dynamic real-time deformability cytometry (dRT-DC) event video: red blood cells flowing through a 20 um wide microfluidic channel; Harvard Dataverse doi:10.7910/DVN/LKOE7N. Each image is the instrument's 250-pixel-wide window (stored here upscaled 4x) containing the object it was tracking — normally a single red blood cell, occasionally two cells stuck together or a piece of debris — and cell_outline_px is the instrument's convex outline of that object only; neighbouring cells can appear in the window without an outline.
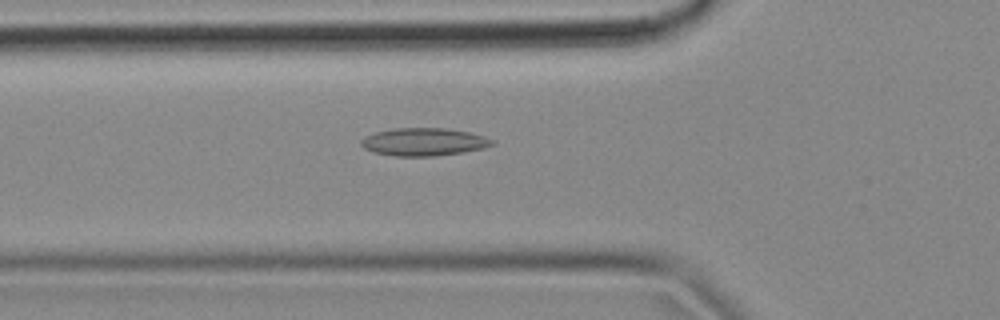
{"species": "common noctule bat (a hibernating species)", "species_latin": "Nyctalus noctula", "temperature_condition": "cold", "stored_images_in_passage": 49, "camera_frame_rate_fps": 3000, "um_per_image_px": 0.085, "animal": {"sex": "female", "body_mass_g": 18.4}, "frame": {"image": 1, "passage_image": 14, "time_ms": 4.333, "image_size_px": [1000, 320], "cell_outline_px": [[496, 144], [484, 148], [436, 156], [396, 156], [376, 152], [364, 148], [360, 144], [360, 140], [364, 136], [376, 132], [396, 128], [448, 128], [468, 132], [484, 136], [496, 140]], "centroid_in_image_um": [36.05, 12.05], "position_along_channel_um": 89.7, "area_um2": 21.21}}
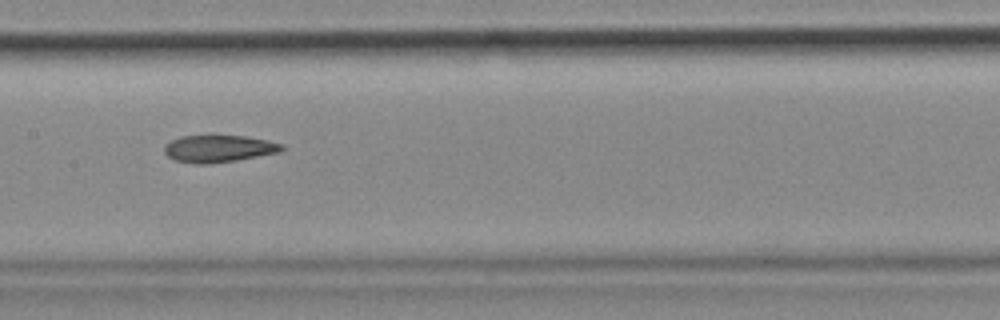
{"frame": {"image": 2, "passage_image": 22, "time_ms": 7.0, "image_size_px": [1000, 320], "cell_outline_px": [[284, 148], [280, 152], [236, 160], [208, 164], [196, 164], [176, 160], [168, 156], [164, 152], [164, 144], [180, 136], [212, 132], [244, 136], [268, 140], [284, 144]], "centroid_in_image_um": [18.57, 12.58], "position_along_channel_um": 188.8, "area_um2": 19.42}}
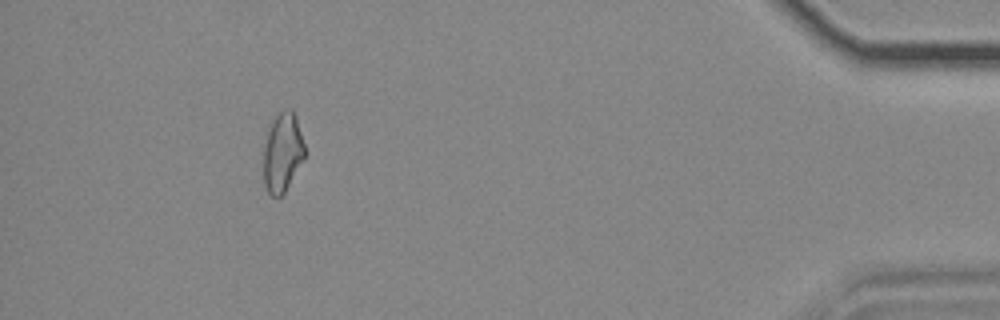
{"frame": {"image": 3, "passage_image": 45, "time_ms": 14.667, "image_size_px": [1000, 320], "cell_outline_px": [[304, 160], [284, 192], [280, 196], [272, 196], [268, 192], [264, 184], [264, 144], [272, 120], [284, 108], [292, 108], [296, 116], [304, 144]], "centroid_in_image_um": [24.02, 12.93], "position_along_channel_um": 411.2, "area_um2": 18.9}, "authors_computed_cell_mechanics": {"area_um2": 19.3052, "velocity_mm_per_s": 3.7053, "shape_relaxation_time_tau1_ms": null, "shape_relaxation_time_tau2_ms": 8.3827, "deformation_change_tau1": null, "deformation_change_tau2": 0.1676}}